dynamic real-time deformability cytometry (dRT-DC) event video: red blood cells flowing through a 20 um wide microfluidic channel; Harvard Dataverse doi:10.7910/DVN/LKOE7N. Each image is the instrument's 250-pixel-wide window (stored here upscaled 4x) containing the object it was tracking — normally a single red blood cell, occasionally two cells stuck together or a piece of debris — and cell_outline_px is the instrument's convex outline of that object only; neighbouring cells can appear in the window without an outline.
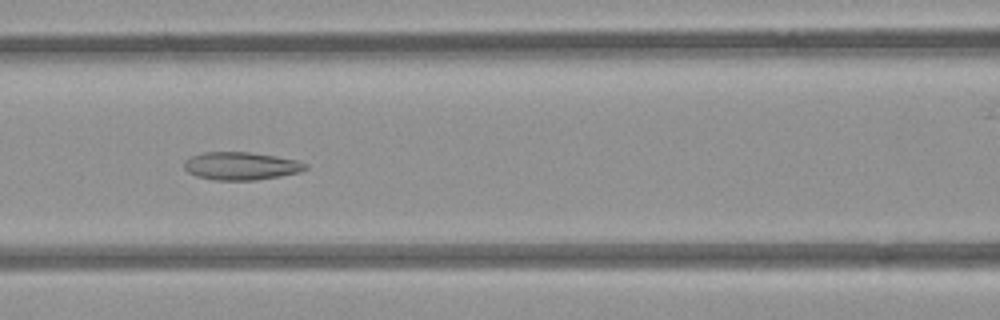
{"species": "common noctule bat (a hibernating species)", "species_latin": "Nyctalus noctula", "temperature_condition": "room temperature", "stored_images_in_passage": 40, "camera_frame_rate_fps": 3000, "um_per_image_px": 0.085, "animal": {"sex": "female", "body_mass_g": 21.9}, "frame": {"image": 1, "passage_image": 9, "time_ms": 2.667, "image_size_px": [1000, 320], "cell_outline_px": [[308, 168], [300, 172], [280, 176], [256, 180], [212, 180], [196, 176], [188, 172], [184, 168], [184, 160], [192, 156], [204, 152], [248, 152], [276, 156], [296, 160], [308, 164]], "centroid_in_image_um": [20.48, 14.11], "position_along_channel_um": 146.1, "area_um2": 19.77}}
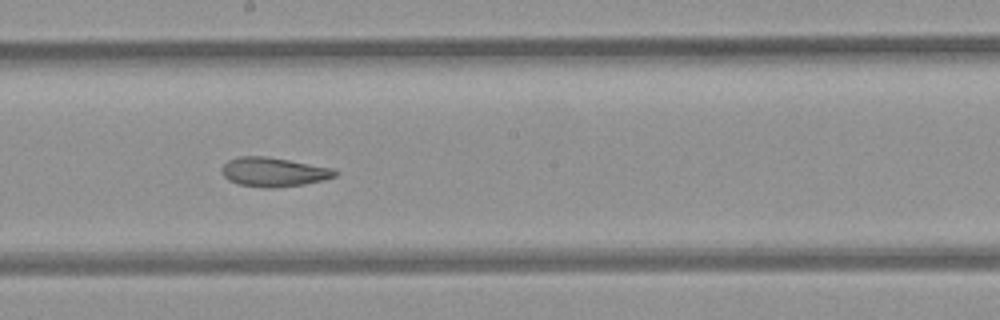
{"frame": {"image": 2, "passage_image": 15, "time_ms": 4.667, "image_size_px": [1000, 320], "cell_outline_px": [[336, 176], [324, 180], [304, 184], [272, 188], [264, 188], [240, 184], [228, 180], [224, 176], [224, 164], [228, 160], [240, 156], [264, 156], [288, 160], [332, 168], [336, 172]], "centroid_in_image_um": [23.26, 14.62], "position_along_channel_um": 224.9, "area_um2": 18.9}}
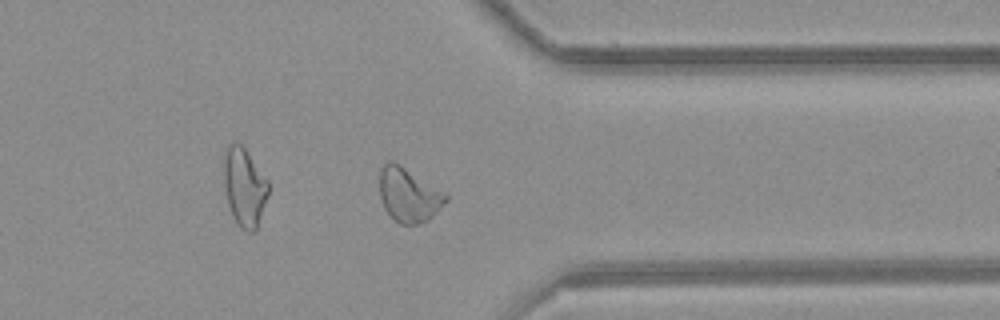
{"frame": {"image": 3, "passage_image": 27, "time_ms": 8.667, "image_size_px": [1000, 320], "cell_outline_px": [[448, 200], [428, 220], [416, 224], [400, 224], [384, 208], [380, 200], [380, 168], [388, 160], [392, 160], [400, 164], [448, 192]], "centroid_in_image_um": [34.76, 16.53], "position_along_channel_um": 376.6, "area_um2": 21.15}, "authors_computed_cell_mechanics": {"area_um2": 20.0277, "velocity_mm_per_s": 3.9382, "shape_relaxation_time_tau1_ms": null, "shape_relaxation_time_tau2_ms": 3.4365, "deformation_change_tau1": null, "deformation_change_tau2": 0.1091}}